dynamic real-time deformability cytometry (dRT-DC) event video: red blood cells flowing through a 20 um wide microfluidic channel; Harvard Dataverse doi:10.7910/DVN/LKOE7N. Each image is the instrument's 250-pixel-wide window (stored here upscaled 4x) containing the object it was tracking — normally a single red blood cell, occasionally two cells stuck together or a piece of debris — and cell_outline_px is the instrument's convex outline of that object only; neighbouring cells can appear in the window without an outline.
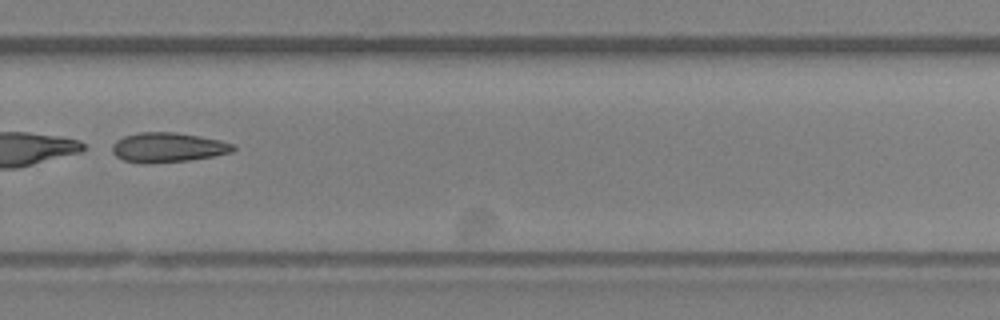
{"species": "Egyptian fruit bat (a non-hibernating species)", "species_latin": "Rousettus aegyptiacus", "temperature_condition": "room temperature", "stored_images_in_passage": 50, "segment_of_instrument_passage": [2, 2], "camera_frame_rate_fps": 3000, "um_per_image_px": 0.085, "animal": {"sex": "female"}, "frame": {"image": 1, "passage_image": 35, "time_ms": 11.333, "image_size_px": [1000, 320], "cell_outline_px": [[236, 148], [232, 152], [212, 156], [188, 160], [144, 164], [140, 164], [124, 160], [116, 156], [112, 152], [112, 144], [116, 140], [124, 136], [140, 132], [176, 132], [200, 136], [220, 140], [236, 144]], "centroid_in_image_um": [14.26, 12.53], "position_along_channel_um": 315.5, "area_um2": 21.04}}